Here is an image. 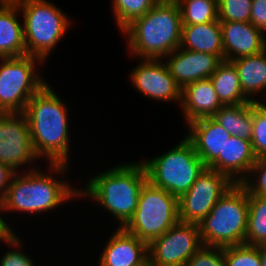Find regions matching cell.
I'll list each match as a JSON object with an SVG mask.
<instances>
[{"instance_id":"f546056e","label":"cell","mask_w":266,"mask_h":266,"mask_svg":"<svg viewBox=\"0 0 266 266\" xmlns=\"http://www.w3.org/2000/svg\"><path fill=\"white\" fill-rule=\"evenodd\" d=\"M252 149L257 158L266 157V105L253 104Z\"/></svg>"},{"instance_id":"277c9868","label":"cell","mask_w":266,"mask_h":266,"mask_svg":"<svg viewBox=\"0 0 266 266\" xmlns=\"http://www.w3.org/2000/svg\"><path fill=\"white\" fill-rule=\"evenodd\" d=\"M248 200L249 193L240 183L231 186L198 224L204 246L246 244Z\"/></svg>"},{"instance_id":"cb8c5ba5","label":"cell","mask_w":266,"mask_h":266,"mask_svg":"<svg viewBox=\"0 0 266 266\" xmlns=\"http://www.w3.org/2000/svg\"><path fill=\"white\" fill-rule=\"evenodd\" d=\"M214 89L223 105H237L251 102L243 93L238 71L231 61L223 60L210 76Z\"/></svg>"},{"instance_id":"f1b7e54d","label":"cell","mask_w":266,"mask_h":266,"mask_svg":"<svg viewBox=\"0 0 266 266\" xmlns=\"http://www.w3.org/2000/svg\"><path fill=\"white\" fill-rule=\"evenodd\" d=\"M252 0H218L219 22H250Z\"/></svg>"},{"instance_id":"2e32d148","label":"cell","mask_w":266,"mask_h":266,"mask_svg":"<svg viewBox=\"0 0 266 266\" xmlns=\"http://www.w3.org/2000/svg\"><path fill=\"white\" fill-rule=\"evenodd\" d=\"M224 60L256 55L264 51V32L250 22H220ZM235 56H233V53ZM237 55V56H236Z\"/></svg>"},{"instance_id":"83f0119b","label":"cell","mask_w":266,"mask_h":266,"mask_svg":"<svg viewBox=\"0 0 266 266\" xmlns=\"http://www.w3.org/2000/svg\"><path fill=\"white\" fill-rule=\"evenodd\" d=\"M226 266H261L260 245L247 244L223 247Z\"/></svg>"},{"instance_id":"8992f818","label":"cell","mask_w":266,"mask_h":266,"mask_svg":"<svg viewBox=\"0 0 266 266\" xmlns=\"http://www.w3.org/2000/svg\"><path fill=\"white\" fill-rule=\"evenodd\" d=\"M143 164L148 181L178 199L189 190L206 168L193 144L186 137L167 153Z\"/></svg>"},{"instance_id":"ba28073f","label":"cell","mask_w":266,"mask_h":266,"mask_svg":"<svg viewBox=\"0 0 266 266\" xmlns=\"http://www.w3.org/2000/svg\"><path fill=\"white\" fill-rule=\"evenodd\" d=\"M178 222V198L147 181L140 191L133 217L123 228L149 244Z\"/></svg>"},{"instance_id":"e0dca14e","label":"cell","mask_w":266,"mask_h":266,"mask_svg":"<svg viewBox=\"0 0 266 266\" xmlns=\"http://www.w3.org/2000/svg\"><path fill=\"white\" fill-rule=\"evenodd\" d=\"M187 125L189 132L186 138L193 144L206 167L223 156L224 146L231 135L212 117L201 118Z\"/></svg>"},{"instance_id":"7402d4cb","label":"cell","mask_w":266,"mask_h":266,"mask_svg":"<svg viewBox=\"0 0 266 266\" xmlns=\"http://www.w3.org/2000/svg\"><path fill=\"white\" fill-rule=\"evenodd\" d=\"M255 102L223 105L212 118L230 135L251 141L253 132V104Z\"/></svg>"},{"instance_id":"4fadbf2b","label":"cell","mask_w":266,"mask_h":266,"mask_svg":"<svg viewBox=\"0 0 266 266\" xmlns=\"http://www.w3.org/2000/svg\"><path fill=\"white\" fill-rule=\"evenodd\" d=\"M131 73V83L140 92L155 100L180 101L182 89L171 76L167 64L159 59H142Z\"/></svg>"},{"instance_id":"484cf974","label":"cell","mask_w":266,"mask_h":266,"mask_svg":"<svg viewBox=\"0 0 266 266\" xmlns=\"http://www.w3.org/2000/svg\"><path fill=\"white\" fill-rule=\"evenodd\" d=\"M182 25L205 24L218 20V0H176Z\"/></svg>"},{"instance_id":"ffe728a7","label":"cell","mask_w":266,"mask_h":266,"mask_svg":"<svg viewBox=\"0 0 266 266\" xmlns=\"http://www.w3.org/2000/svg\"><path fill=\"white\" fill-rule=\"evenodd\" d=\"M18 11L13 0H0V58L26 55L23 26L16 17Z\"/></svg>"},{"instance_id":"e575fe53","label":"cell","mask_w":266,"mask_h":266,"mask_svg":"<svg viewBox=\"0 0 266 266\" xmlns=\"http://www.w3.org/2000/svg\"><path fill=\"white\" fill-rule=\"evenodd\" d=\"M15 173L10 167L0 162V203L6 197L9 184Z\"/></svg>"},{"instance_id":"52a82bcc","label":"cell","mask_w":266,"mask_h":266,"mask_svg":"<svg viewBox=\"0 0 266 266\" xmlns=\"http://www.w3.org/2000/svg\"><path fill=\"white\" fill-rule=\"evenodd\" d=\"M23 11L26 55L43 62L65 34L69 18L51 2L45 0H13Z\"/></svg>"},{"instance_id":"9c48e42d","label":"cell","mask_w":266,"mask_h":266,"mask_svg":"<svg viewBox=\"0 0 266 266\" xmlns=\"http://www.w3.org/2000/svg\"><path fill=\"white\" fill-rule=\"evenodd\" d=\"M35 56L0 58V113H23L27 102L45 84L34 71Z\"/></svg>"},{"instance_id":"8fae6325","label":"cell","mask_w":266,"mask_h":266,"mask_svg":"<svg viewBox=\"0 0 266 266\" xmlns=\"http://www.w3.org/2000/svg\"><path fill=\"white\" fill-rule=\"evenodd\" d=\"M233 184L226 175L206 167L178 199L179 221L198 225Z\"/></svg>"},{"instance_id":"836d02e7","label":"cell","mask_w":266,"mask_h":266,"mask_svg":"<svg viewBox=\"0 0 266 266\" xmlns=\"http://www.w3.org/2000/svg\"><path fill=\"white\" fill-rule=\"evenodd\" d=\"M0 266H34L33 261L20 251H8L0 260Z\"/></svg>"},{"instance_id":"603a6c76","label":"cell","mask_w":266,"mask_h":266,"mask_svg":"<svg viewBox=\"0 0 266 266\" xmlns=\"http://www.w3.org/2000/svg\"><path fill=\"white\" fill-rule=\"evenodd\" d=\"M239 75V81L243 93L251 100V95L266 88V52L256 55L243 56L231 61Z\"/></svg>"},{"instance_id":"7c38bea8","label":"cell","mask_w":266,"mask_h":266,"mask_svg":"<svg viewBox=\"0 0 266 266\" xmlns=\"http://www.w3.org/2000/svg\"><path fill=\"white\" fill-rule=\"evenodd\" d=\"M29 124L24 113H0V162L14 172L34 161Z\"/></svg>"},{"instance_id":"7a4b0ae2","label":"cell","mask_w":266,"mask_h":266,"mask_svg":"<svg viewBox=\"0 0 266 266\" xmlns=\"http://www.w3.org/2000/svg\"><path fill=\"white\" fill-rule=\"evenodd\" d=\"M131 54L141 59H159L180 47L182 19L176 0H159L142 17L123 30Z\"/></svg>"},{"instance_id":"3957f363","label":"cell","mask_w":266,"mask_h":266,"mask_svg":"<svg viewBox=\"0 0 266 266\" xmlns=\"http://www.w3.org/2000/svg\"><path fill=\"white\" fill-rule=\"evenodd\" d=\"M147 181L143 162L120 165L90 179L84 192L79 194H88L98 201L120 221L119 227L123 228L133 217L140 191Z\"/></svg>"},{"instance_id":"8d00e7d4","label":"cell","mask_w":266,"mask_h":266,"mask_svg":"<svg viewBox=\"0 0 266 266\" xmlns=\"http://www.w3.org/2000/svg\"><path fill=\"white\" fill-rule=\"evenodd\" d=\"M261 266H266V245H260Z\"/></svg>"},{"instance_id":"6da1fadb","label":"cell","mask_w":266,"mask_h":266,"mask_svg":"<svg viewBox=\"0 0 266 266\" xmlns=\"http://www.w3.org/2000/svg\"><path fill=\"white\" fill-rule=\"evenodd\" d=\"M67 107L46 83L27 102L24 114L30 129L32 147L38 158L46 156L52 173L67 168L69 138Z\"/></svg>"},{"instance_id":"5bb4252c","label":"cell","mask_w":266,"mask_h":266,"mask_svg":"<svg viewBox=\"0 0 266 266\" xmlns=\"http://www.w3.org/2000/svg\"><path fill=\"white\" fill-rule=\"evenodd\" d=\"M167 57L169 60L165 63L181 89L200 79L210 78L222 62L217 55L185 50L181 47Z\"/></svg>"},{"instance_id":"4316f807","label":"cell","mask_w":266,"mask_h":266,"mask_svg":"<svg viewBox=\"0 0 266 266\" xmlns=\"http://www.w3.org/2000/svg\"><path fill=\"white\" fill-rule=\"evenodd\" d=\"M114 15L120 30H123L136 18L142 17L159 0H112Z\"/></svg>"},{"instance_id":"44dd1931","label":"cell","mask_w":266,"mask_h":266,"mask_svg":"<svg viewBox=\"0 0 266 266\" xmlns=\"http://www.w3.org/2000/svg\"><path fill=\"white\" fill-rule=\"evenodd\" d=\"M180 47L185 50L214 54L223 61L224 49L219 20L205 24L182 25Z\"/></svg>"},{"instance_id":"d590c367","label":"cell","mask_w":266,"mask_h":266,"mask_svg":"<svg viewBox=\"0 0 266 266\" xmlns=\"http://www.w3.org/2000/svg\"><path fill=\"white\" fill-rule=\"evenodd\" d=\"M0 210L2 211V203H0ZM0 211V212H1ZM0 240L5 241L11 246L20 247V240L14 234L11 228L6 224L2 217H0Z\"/></svg>"},{"instance_id":"d6986e66","label":"cell","mask_w":266,"mask_h":266,"mask_svg":"<svg viewBox=\"0 0 266 266\" xmlns=\"http://www.w3.org/2000/svg\"><path fill=\"white\" fill-rule=\"evenodd\" d=\"M181 107L187 120L212 117L222 106L210 78L186 85L181 91Z\"/></svg>"},{"instance_id":"4dcf8cb0","label":"cell","mask_w":266,"mask_h":266,"mask_svg":"<svg viewBox=\"0 0 266 266\" xmlns=\"http://www.w3.org/2000/svg\"><path fill=\"white\" fill-rule=\"evenodd\" d=\"M185 266H226L223 248L203 245Z\"/></svg>"},{"instance_id":"d6a6232c","label":"cell","mask_w":266,"mask_h":266,"mask_svg":"<svg viewBox=\"0 0 266 266\" xmlns=\"http://www.w3.org/2000/svg\"><path fill=\"white\" fill-rule=\"evenodd\" d=\"M250 23L256 28L266 31V0H252Z\"/></svg>"},{"instance_id":"1f68e13d","label":"cell","mask_w":266,"mask_h":266,"mask_svg":"<svg viewBox=\"0 0 266 266\" xmlns=\"http://www.w3.org/2000/svg\"><path fill=\"white\" fill-rule=\"evenodd\" d=\"M259 173L257 181H252L246 178L240 184L247 190L251 195L265 196L266 197V157L257 158V161L250 169L249 174ZM249 180V181H248ZM255 182V183H253Z\"/></svg>"},{"instance_id":"5b68a950","label":"cell","mask_w":266,"mask_h":266,"mask_svg":"<svg viewBox=\"0 0 266 266\" xmlns=\"http://www.w3.org/2000/svg\"><path fill=\"white\" fill-rule=\"evenodd\" d=\"M15 173L9 184L2 211L15 210L29 213L51 210L73 196H80L67 182L32 169L23 175Z\"/></svg>"},{"instance_id":"9a60e30c","label":"cell","mask_w":266,"mask_h":266,"mask_svg":"<svg viewBox=\"0 0 266 266\" xmlns=\"http://www.w3.org/2000/svg\"><path fill=\"white\" fill-rule=\"evenodd\" d=\"M99 261L100 266H149L148 243L119 227Z\"/></svg>"},{"instance_id":"ac0fdd59","label":"cell","mask_w":266,"mask_h":266,"mask_svg":"<svg viewBox=\"0 0 266 266\" xmlns=\"http://www.w3.org/2000/svg\"><path fill=\"white\" fill-rule=\"evenodd\" d=\"M256 161L251 141L231 135L224 146L223 156H219L208 168L226 175L234 184H238L247 178Z\"/></svg>"},{"instance_id":"30bf717a","label":"cell","mask_w":266,"mask_h":266,"mask_svg":"<svg viewBox=\"0 0 266 266\" xmlns=\"http://www.w3.org/2000/svg\"><path fill=\"white\" fill-rule=\"evenodd\" d=\"M202 246L199 226L179 221L148 244L149 266H185Z\"/></svg>"},{"instance_id":"74e56055","label":"cell","mask_w":266,"mask_h":266,"mask_svg":"<svg viewBox=\"0 0 266 266\" xmlns=\"http://www.w3.org/2000/svg\"><path fill=\"white\" fill-rule=\"evenodd\" d=\"M264 51L266 52V36H264Z\"/></svg>"},{"instance_id":"d4e9b609","label":"cell","mask_w":266,"mask_h":266,"mask_svg":"<svg viewBox=\"0 0 266 266\" xmlns=\"http://www.w3.org/2000/svg\"><path fill=\"white\" fill-rule=\"evenodd\" d=\"M246 244L266 245V197L249 194Z\"/></svg>"}]
</instances>
